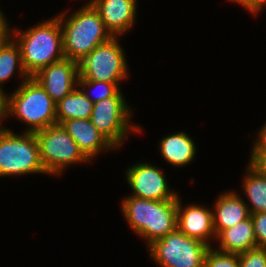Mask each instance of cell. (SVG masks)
Masks as SVG:
<instances>
[{
	"label": "cell",
	"instance_id": "11",
	"mask_svg": "<svg viewBox=\"0 0 266 267\" xmlns=\"http://www.w3.org/2000/svg\"><path fill=\"white\" fill-rule=\"evenodd\" d=\"M32 78L57 104L78 87L79 64L75 60L64 58L45 66Z\"/></svg>",
	"mask_w": 266,
	"mask_h": 267
},
{
	"label": "cell",
	"instance_id": "18",
	"mask_svg": "<svg viewBox=\"0 0 266 267\" xmlns=\"http://www.w3.org/2000/svg\"><path fill=\"white\" fill-rule=\"evenodd\" d=\"M246 171L242 186L246 198L248 197L250 215L266 212V175L251 161Z\"/></svg>",
	"mask_w": 266,
	"mask_h": 267
},
{
	"label": "cell",
	"instance_id": "12",
	"mask_svg": "<svg viewBox=\"0 0 266 267\" xmlns=\"http://www.w3.org/2000/svg\"><path fill=\"white\" fill-rule=\"evenodd\" d=\"M178 196L177 229L190 238L200 240L211 247L210 240H216L213 227V211L204 205L182 207Z\"/></svg>",
	"mask_w": 266,
	"mask_h": 267
},
{
	"label": "cell",
	"instance_id": "9",
	"mask_svg": "<svg viewBox=\"0 0 266 267\" xmlns=\"http://www.w3.org/2000/svg\"><path fill=\"white\" fill-rule=\"evenodd\" d=\"M132 108L127 105L124 96H112L95 102L89 120L117 149L126 136L140 132L142 128L131 122Z\"/></svg>",
	"mask_w": 266,
	"mask_h": 267
},
{
	"label": "cell",
	"instance_id": "3",
	"mask_svg": "<svg viewBox=\"0 0 266 267\" xmlns=\"http://www.w3.org/2000/svg\"><path fill=\"white\" fill-rule=\"evenodd\" d=\"M121 205L127 224L147 241V246L177 228L178 199L156 201L126 196Z\"/></svg>",
	"mask_w": 266,
	"mask_h": 267
},
{
	"label": "cell",
	"instance_id": "21",
	"mask_svg": "<svg viewBox=\"0 0 266 267\" xmlns=\"http://www.w3.org/2000/svg\"><path fill=\"white\" fill-rule=\"evenodd\" d=\"M78 87L81 88V90H85V88L86 89L88 88L87 91L89 89L91 90L94 89V92L96 91L95 93L97 94L94 97H92V94H89L88 92L83 91L85 96L93 103L104 100L112 96H123L122 92L119 89L120 88L119 83H108L104 81H95V80H82L79 77Z\"/></svg>",
	"mask_w": 266,
	"mask_h": 267
},
{
	"label": "cell",
	"instance_id": "30",
	"mask_svg": "<svg viewBox=\"0 0 266 267\" xmlns=\"http://www.w3.org/2000/svg\"><path fill=\"white\" fill-rule=\"evenodd\" d=\"M264 7H266V0H261V1H260V4H259V6H258V8L256 9V11H255L253 14L256 16V14L260 13V11H261Z\"/></svg>",
	"mask_w": 266,
	"mask_h": 267
},
{
	"label": "cell",
	"instance_id": "1",
	"mask_svg": "<svg viewBox=\"0 0 266 267\" xmlns=\"http://www.w3.org/2000/svg\"><path fill=\"white\" fill-rule=\"evenodd\" d=\"M11 37L20 48L22 65L29 77L65 58L61 24L56 16L25 31L15 28Z\"/></svg>",
	"mask_w": 266,
	"mask_h": 267
},
{
	"label": "cell",
	"instance_id": "28",
	"mask_svg": "<svg viewBox=\"0 0 266 267\" xmlns=\"http://www.w3.org/2000/svg\"><path fill=\"white\" fill-rule=\"evenodd\" d=\"M230 1L240 4L244 9L248 10L253 14L258 8L261 0H230Z\"/></svg>",
	"mask_w": 266,
	"mask_h": 267
},
{
	"label": "cell",
	"instance_id": "20",
	"mask_svg": "<svg viewBox=\"0 0 266 267\" xmlns=\"http://www.w3.org/2000/svg\"><path fill=\"white\" fill-rule=\"evenodd\" d=\"M16 70L23 81L29 78L22 65L20 48L10 37L0 48V91L5 92L2 84L13 77Z\"/></svg>",
	"mask_w": 266,
	"mask_h": 267
},
{
	"label": "cell",
	"instance_id": "8",
	"mask_svg": "<svg viewBox=\"0 0 266 267\" xmlns=\"http://www.w3.org/2000/svg\"><path fill=\"white\" fill-rule=\"evenodd\" d=\"M118 40L112 37L78 62L82 80L121 83L128 77L125 53Z\"/></svg>",
	"mask_w": 266,
	"mask_h": 267
},
{
	"label": "cell",
	"instance_id": "5",
	"mask_svg": "<svg viewBox=\"0 0 266 267\" xmlns=\"http://www.w3.org/2000/svg\"><path fill=\"white\" fill-rule=\"evenodd\" d=\"M47 174L34 133L15 134L9 128L0 131V177Z\"/></svg>",
	"mask_w": 266,
	"mask_h": 267
},
{
	"label": "cell",
	"instance_id": "25",
	"mask_svg": "<svg viewBox=\"0 0 266 267\" xmlns=\"http://www.w3.org/2000/svg\"><path fill=\"white\" fill-rule=\"evenodd\" d=\"M258 136L252 147L251 153H266V123L258 131Z\"/></svg>",
	"mask_w": 266,
	"mask_h": 267
},
{
	"label": "cell",
	"instance_id": "2",
	"mask_svg": "<svg viewBox=\"0 0 266 267\" xmlns=\"http://www.w3.org/2000/svg\"><path fill=\"white\" fill-rule=\"evenodd\" d=\"M66 14L64 11L56 17L61 24L63 53L67 59L79 62L98 45L113 37L92 4H85L68 18Z\"/></svg>",
	"mask_w": 266,
	"mask_h": 267
},
{
	"label": "cell",
	"instance_id": "4",
	"mask_svg": "<svg viewBox=\"0 0 266 267\" xmlns=\"http://www.w3.org/2000/svg\"><path fill=\"white\" fill-rule=\"evenodd\" d=\"M11 94H6V117L15 116L28 125L25 132L34 133L57 124L56 103L29 77Z\"/></svg>",
	"mask_w": 266,
	"mask_h": 267
},
{
	"label": "cell",
	"instance_id": "15",
	"mask_svg": "<svg viewBox=\"0 0 266 267\" xmlns=\"http://www.w3.org/2000/svg\"><path fill=\"white\" fill-rule=\"evenodd\" d=\"M215 201L213 227L216 236L222 230L231 228L250 217L247 204L235 191H226Z\"/></svg>",
	"mask_w": 266,
	"mask_h": 267
},
{
	"label": "cell",
	"instance_id": "31",
	"mask_svg": "<svg viewBox=\"0 0 266 267\" xmlns=\"http://www.w3.org/2000/svg\"><path fill=\"white\" fill-rule=\"evenodd\" d=\"M94 2V0H91V1H89L87 4H92Z\"/></svg>",
	"mask_w": 266,
	"mask_h": 267
},
{
	"label": "cell",
	"instance_id": "23",
	"mask_svg": "<svg viewBox=\"0 0 266 267\" xmlns=\"http://www.w3.org/2000/svg\"><path fill=\"white\" fill-rule=\"evenodd\" d=\"M240 267H266V248L256 247L238 254Z\"/></svg>",
	"mask_w": 266,
	"mask_h": 267
},
{
	"label": "cell",
	"instance_id": "6",
	"mask_svg": "<svg viewBox=\"0 0 266 267\" xmlns=\"http://www.w3.org/2000/svg\"><path fill=\"white\" fill-rule=\"evenodd\" d=\"M38 142L41 163L49 175H60L73 163H89L77 143L61 124L34 132Z\"/></svg>",
	"mask_w": 266,
	"mask_h": 267
},
{
	"label": "cell",
	"instance_id": "27",
	"mask_svg": "<svg viewBox=\"0 0 266 267\" xmlns=\"http://www.w3.org/2000/svg\"><path fill=\"white\" fill-rule=\"evenodd\" d=\"M249 161L266 175V153H251Z\"/></svg>",
	"mask_w": 266,
	"mask_h": 267
},
{
	"label": "cell",
	"instance_id": "14",
	"mask_svg": "<svg viewBox=\"0 0 266 267\" xmlns=\"http://www.w3.org/2000/svg\"><path fill=\"white\" fill-rule=\"evenodd\" d=\"M61 125L90 162L104 149L106 151L117 149L98 131L89 119H70L62 122Z\"/></svg>",
	"mask_w": 266,
	"mask_h": 267
},
{
	"label": "cell",
	"instance_id": "17",
	"mask_svg": "<svg viewBox=\"0 0 266 267\" xmlns=\"http://www.w3.org/2000/svg\"><path fill=\"white\" fill-rule=\"evenodd\" d=\"M159 144L162 158L171 166L182 167L195 159L196 145L183 131L163 137Z\"/></svg>",
	"mask_w": 266,
	"mask_h": 267
},
{
	"label": "cell",
	"instance_id": "10",
	"mask_svg": "<svg viewBox=\"0 0 266 267\" xmlns=\"http://www.w3.org/2000/svg\"><path fill=\"white\" fill-rule=\"evenodd\" d=\"M125 173L133 190L129 196L156 201L178 199V194L169 189L165 175L159 167L140 162L128 167Z\"/></svg>",
	"mask_w": 266,
	"mask_h": 267
},
{
	"label": "cell",
	"instance_id": "7",
	"mask_svg": "<svg viewBox=\"0 0 266 267\" xmlns=\"http://www.w3.org/2000/svg\"><path fill=\"white\" fill-rule=\"evenodd\" d=\"M147 247L152 260L160 267H204L205 255L210 248L177 228Z\"/></svg>",
	"mask_w": 266,
	"mask_h": 267
},
{
	"label": "cell",
	"instance_id": "29",
	"mask_svg": "<svg viewBox=\"0 0 266 267\" xmlns=\"http://www.w3.org/2000/svg\"><path fill=\"white\" fill-rule=\"evenodd\" d=\"M6 118V92L0 91V122ZM6 129L3 125H0V131Z\"/></svg>",
	"mask_w": 266,
	"mask_h": 267
},
{
	"label": "cell",
	"instance_id": "16",
	"mask_svg": "<svg viewBox=\"0 0 266 267\" xmlns=\"http://www.w3.org/2000/svg\"><path fill=\"white\" fill-rule=\"evenodd\" d=\"M216 239L219 242L218 251L231 254H241L257 247L254 225L251 216L231 228L222 230Z\"/></svg>",
	"mask_w": 266,
	"mask_h": 267
},
{
	"label": "cell",
	"instance_id": "13",
	"mask_svg": "<svg viewBox=\"0 0 266 267\" xmlns=\"http://www.w3.org/2000/svg\"><path fill=\"white\" fill-rule=\"evenodd\" d=\"M92 5L113 37H119L133 27L137 0H94Z\"/></svg>",
	"mask_w": 266,
	"mask_h": 267
},
{
	"label": "cell",
	"instance_id": "22",
	"mask_svg": "<svg viewBox=\"0 0 266 267\" xmlns=\"http://www.w3.org/2000/svg\"><path fill=\"white\" fill-rule=\"evenodd\" d=\"M204 267H240L238 254L224 253L210 247L205 255Z\"/></svg>",
	"mask_w": 266,
	"mask_h": 267
},
{
	"label": "cell",
	"instance_id": "19",
	"mask_svg": "<svg viewBox=\"0 0 266 267\" xmlns=\"http://www.w3.org/2000/svg\"><path fill=\"white\" fill-rule=\"evenodd\" d=\"M94 103L79 88H75L56 104L57 124L70 119H89Z\"/></svg>",
	"mask_w": 266,
	"mask_h": 267
},
{
	"label": "cell",
	"instance_id": "24",
	"mask_svg": "<svg viewBox=\"0 0 266 267\" xmlns=\"http://www.w3.org/2000/svg\"><path fill=\"white\" fill-rule=\"evenodd\" d=\"M254 225L257 247L266 248V212L250 215Z\"/></svg>",
	"mask_w": 266,
	"mask_h": 267
},
{
	"label": "cell",
	"instance_id": "26",
	"mask_svg": "<svg viewBox=\"0 0 266 267\" xmlns=\"http://www.w3.org/2000/svg\"><path fill=\"white\" fill-rule=\"evenodd\" d=\"M5 15L0 10V48L11 37L12 29H9V24Z\"/></svg>",
	"mask_w": 266,
	"mask_h": 267
}]
</instances>
